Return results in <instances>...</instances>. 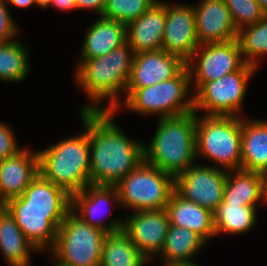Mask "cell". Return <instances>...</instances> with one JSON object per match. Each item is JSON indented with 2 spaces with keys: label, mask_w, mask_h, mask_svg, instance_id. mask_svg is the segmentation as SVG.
Returning a JSON list of instances; mask_svg holds the SVG:
<instances>
[{
  "label": "cell",
  "mask_w": 267,
  "mask_h": 266,
  "mask_svg": "<svg viewBox=\"0 0 267 266\" xmlns=\"http://www.w3.org/2000/svg\"><path fill=\"white\" fill-rule=\"evenodd\" d=\"M112 116L113 111H87L90 184L116 185L144 160V145L129 140Z\"/></svg>",
  "instance_id": "obj_1"
},
{
  "label": "cell",
  "mask_w": 267,
  "mask_h": 266,
  "mask_svg": "<svg viewBox=\"0 0 267 266\" xmlns=\"http://www.w3.org/2000/svg\"><path fill=\"white\" fill-rule=\"evenodd\" d=\"M150 145L144 146V161L174 178L196 158V113L160 118Z\"/></svg>",
  "instance_id": "obj_2"
},
{
  "label": "cell",
  "mask_w": 267,
  "mask_h": 266,
  "mask_svg": "<svg viewBox=\"0 0 267 266\" xmlns=\"http://www.w3.org/2000/svg\"><path fill=\"white\" fill-rule=\"evenodd\" d=\"M85 133L38 152L39 174L70 196L90 184V143L87 111L81 113Z\"/></svg>",
  "instance_id": "obj_3"
},
{
  "label": "cell",
  "mask_w": 267,
  "mask_h": 266,
  "mask_svg": "<svg viewBox=\"0 0 267 266\" xmlns=\"http://www.w3.org/2000/svg\"><path fill=\"white\" fill-rule=\"evenodd\" d=\"M134 55L132 48L126 41L101 57L81 61L76 75L84 91L87 92L93 102L97 103L105 97H110L111 100L108 107L104 109L99 106H87L84 107L83 111L114 112L118 106V100L116 99L118 90H126L127 88Z\"/></svg>",
  "instance_id": "obj_4"
},
{
  "label": "cell",
  "mask_w": 267,
  "mask_h": 266,
  "mask_svg": "<svg viewBox=\"0 0 267 266\" xmlns=\"http://www.w3.org/2000/svg\"><path fill=\"white\" fill-rule=\"evenodd\" d=\"M71 209L57 229L54 257L65 266H100L107 233L87 224Z\"/></svg>",
  "instance_id": "obj_5"
},
{
  "label": "cell",
  "mask_w": 267,
  "mask_h": 266,
  "mask_svg": "<svg viewBox=\"0 0 267 266\" xmlns=\"http://www.w3.org/2000/svg\"><path fill=\"white\" fill-rule=\"evenodd\" d=\"M195 144L197 156L201 152L230 172L241 169V120L235 115L199 120L196 114Z\"/></svg>",
  "instance_id": "obj_6"
},
{
  "label": "cell",
  "mask_w": 267,
  "mask_h": 266,
  "mask_svg": "<svg viewBox=\"0 0 267 266\" xmlns=\"http://www.w3.org/2000/svg\"><path fill=\"white\" fill-rule=\"evenodd\" d=\"M119 202L137 211L165 209L175 188V178L142 161L116 185Z\"/></svg>",
  "instance_id": "obj_7"
},
{
  "label": "cell",
  "mask_w": 267,
  "mask_h": 266,
  "mask_svg": "<svg viewBox=\"0 0 267 266\" xmlns=\"http://www.w3.org/2000/svg\"><path fill=\"white\" fill-rule=\"evenodd\" d=\"M185 66L175 77L135 90L125 100L128 109L142 114L159 113L160 118L177 117L194 111V96L184 100L190 86Z\"/></svg>",
  "instance_id": "obj_8"
},
{
  "label": "cell",
  "mask_w": 267,
  "mask_h": 266,
  "mask_svg": "<svg viewBox=\"0 0 267 266\" xmlns=\"http://www.w3.org/2000/svg\"><path fill=\"white\" fill-rule=\"evenodd\" d=\"M255 70V66L245 63L238 71L205 82L193 95L194 112L200 108L206 109V116H234L245 96L247 82Z\"/></svg>",
  "instance_id": "obj_9"
},
{
  "label": "cell",
  "mask_w": 267,
  "mask_h": 266,
  "mask_svg": "<svg viewBox=\"0 0 267 266\" xmlns=\"http://www.w3.org/2000/svg\"><path fill=\"white\" fill-rule=\"evenodd\" d=\"M227 173L219 168L190 166L175 177L174 190L183 198L214 213L223 202Z\"/></svg>",
  "instance_id": "obj_10"
},
{
  "label": "cell",
  "mask_w": 267,
  "mask_h": 266,
  "mask_svg": "<svg viewBox=\"0 0 267 266\" xmlns=\"http://www.w3.org/2000/svg\"><path fill=\"white\" fill-rule=\"evenodd\" d=\"M199 41L196 35L194 7L169 6L166 4V23L162 37V49L179 56L187 67L199 52ZM193 63V64H192Z\"/></svg>",
  "instance_id": "obj_11"
},
{
  "label": "cell",
  "mask_w": 267,
  "mask_h": 266,
  "mask_svg": "<svg viewBox=\"0 0 267 266\" xmlns=\"http://www.w3.org/2000/svg\"><path fill=\"white\" fill-rule=\"evenodd\" d=\"M3 206L14 217L26 238L39 250L48 243L54 247L57 229L70 211L23 209L21 197L11 199Z\"/></svg>",
  "instance_id": "obj_12"
},
{
  "label": "cell",
  "mask_w": 267,
  "mask_h": 266,
  "mask_svg": "<svg viewBox=\"0 0 267 266\" xmlns=\"http://www.w3.org/2000/svg\"><path fill=\"white\" fill-rule=\"evenodd\" d=\"M201 46V47H200ZM200 60L195 67L196 74L188 67L190 77L195 75L196 89L198 90L205 82L217 80L224 75L238 71L245 61L241 60L242 52L237 39L227 42L204 43Z\"/></svg>",
  "instance_id": "obj_13"
},
{
  "label": "cell",
  "mask_w": 267,
  "mask_h": 266,
  "mask_svg": "<svg viewBox=\"0 0 267 266\" xmlns=\"http://www.w3.org/2000/svg\"><path fill=\"white\" fill-rule=\"evenodd\" d=\"M185 66L186 63L179 56L163 49L135 54L126 88L127 98L139 88L175 77Z\"/></svg>",
  "instance_id": "obj_14"
},
{
  "label": "cell",
  "mask_w": 267,
  "mask_h": 266,
  "mask_svg": "<svg viewBox=\"0 0 267 266\" xmlns=\"http://www.w3.org/2000/svg\"><path fill=\"white\" fill-rule=\"evenodd\" d=\"M169 225L166 209L136 211L124 222L123 231L148 259L149 255L161 252Z\"/></svg>",
  "instance_id": "obj_15"
},
{
  "label": "cell",
  "mask_w": 267,
  "mask_h": 266,
  "mask_svg": "<svg viewBox=\"0 0 267 266\" xmlns=\"http://www.w3.org/2000/svg\"><path fill=\"white\" fill-rule=\"evenodd\" d=\"M194 13L199 44L237 39L238 30L224 0H202Z\"/></svg>",
  "instance_id": "obj_16"
},
{
  "label": "cell",
  "mask_w": 267,
  "mask_h": 266,
  "mask_svg": "<svg viewBox=\"0 0 267 266\" xmlns=\"http://www.w3.org/2000/svg\"><path fill=\"white\" fill-rule=\"evenodd\" d=\"M39 174L38 152L21 150L0 161V206L20 197Z\"/></svg>",
  "instance_id": "obj_17"
},
{
  "label": "cell",
  "mask_w": 267,
  "mask_h": 266,
  "mask_svg": "<svg viewBox=\"0 0 267 266\" xmlns=\"http://www.w3.org/2000/svg\"><path fill=\"white\" fill-rule=\"evenodd\" d=\"M166 23L165 2H154L139 18L126 25V38L134 54L162 49Z\"/></svg>",
  "instance_id": "obj_18"
},
{
  "label": "cell",
  "mask_w": 267,
  "mask_h": 266,
  "mask_svg": "<svg viewBox=\"0 0 267 266\" xmlns=\"http://www.w3.org/2000/svg\"><path fill=\"white\" fill-rule=\"evenodd\" d=\"M165 209L172 226L190 229L204 241L216 234L213 213L183 198L175 190L172 192Z\"/></svg>",
  "instance_id": "obj_19"
},
{
  "label": "cell",
  "mask_w": 267,
  "mask_h": 266,
  "mask_svg": "<svg viewBox=\"0 0 267 266\" xmlns=\"http://www.w3.org/2000/svg\"><path fill=\"white\" fill-rule=\"evenodd\" d=\"M111 196L119 202L118 191L115 185L89 184L82 191L71 196V209L75 210V207L80 209L82 215L79 217L82 220L92 227L101 229L107 234L121 231L124 225L122 221L113 220L109 226H104L101 221L97 220V222H95L94 220V215L95 217L97 216V211L100 210L103 203L105 204L106 201L112 198Z\"/></svg>",
  "instance_id": "obj_20"
},
{
  "label": "cell",
  "mask_w": 267,
  "mask_h": 266,
  "mask_svg": "<svg viewBox=\"0 0 267 266\" xmlns=\"http://www.w3.org/2000/svg\"><path fill=\"white\" fill-rule=\"evenodd\" d=\"M241 169L256 173L267 171V122L241 120Z\"/></svg>",
  "instance_id": "obj_21"
},
{
  "label": "cell",
  "mask_w": 267,
  "mask_h": 266,
  "mask_svg": "<svg viewBox=\"0 0 267 266\" xmlns=\"http://www.w3.org/2000/svg\"><path fill=\"white\" fill-rule=\"evenodd\" d=\"M86 35L82 61L101 57L127 41L126 25L104 17L97 20Z\"/></svg>",
  "instance_id": "obj_22"
},
{
  "label": "cell",
  "mask_w": 267,
  "mask_h": 266,
  "mask_svg": "<svg viewBox=\"0 0 267 266\" xmlns=\"http://www.w3.org/2000/svg\"><path fill=\"white\" fill-rule=\"evenodd\" d=\"M0 247L12 266H29L28 249L36 250L4 206H0Z\"/></svg>",
  "instance_id": "obj_23"
},
{
  "label": "cell",
  "mask_w": 267,
  "mask_h": 266,
  "mask_svg": "<svg viewBox=\"0 0 267 266\" xmlns=\"http://www.w3.org/2000/svg\"><path fill=\"white\" fill-rule=\"evenodd\" d=\"M20 197L23 199V209L71 210V196L40 174Z\"/></svg>",
  "instance_id": "obj_24"
},
{
  "label": "cell",
  "mask_w": 267,
  "mask_h": 266,
  "mask_svg": "<svg viewBox=\"0 0 267 266\" xmlns=\"http://www.w3.org/2000/svg\"><path fill=\"white\" fill-rule=\"evenodd\" d=\"M235 172L237 173L232 177L227 171L223 202L255 207V203L263 199L262 175L242 169Z\"/></svg>",
  "instance_id": "obj_25"
},
{
  "label": "cell",
  "mask_w": 267,
  "mask_h": 266,
  "mask_svg": "<svg viewBox=\"0 0 267 266\" xmlns=\"http://www.w3.org/2000/svg\"><path fill=\"white\" fill-rule=\"evenodd\" d=\"M146 261L123 230L105 238L100 266H144Z\"/></svg>",
  "instance_id": "obj_26"
},
{
  "label": "cell",
  "mask_w": 267,
  "mask_h": 266,
  "mask_svg": "<svg viewBox=\"0 0 267 266\" xmlns=\"http://www.w3.org/2000/svg\"><path fill=\"white\" fill-rule=\"evenodd\" d=\"M206 242L187 228L169 225L161 254L166 266L178 262H188Z\"/></svg>",
  "instance_id": "obj_27"
},
{
  "label": "cell",
  "mask_w": 267,
  "mask_h": 266,
  "mask_svg": "<svg viewBox=\"0 0 267 266\" xmlns=\"http://www.w3.org/2000/svg\"><path fill=\"white\" fill-rule=\"evenodd\" d=\"M255 210V207L222 202L213 213L216 234L223 231L239 234L249 230L255 223Z\"/></svg>",
  "instance_id": "obj_28"
},
{
  "label": "cell",
  "mask_w": 267,
  "mask_h": 266,
  "mask_svg": "<svg viewBox=\"0 0 267 266\" xmlns=\"http://www.w3.org/2000/svg\"><path fill=\"white\" fill-rule=\"evenodd\" d=\"M27 50L14 39L0 43V79L19 82L29 72Z\"/></svg>",
  "instance_id": "obj_29"
},
{
  "label": "cell",
  "mask_w": 267,
  "mask_h": 266,
  "mask_svg": "<svg viewBox=\"0 0 267 266\" xmlns=\"http://www.w3.org/2000/svg\"><path fill=\"white\" fill-rule=\"evenodd\" d=\"M245 28L238 31L237 40L242 56L246 58L245 63L257 68L255 58L267 53V14L257 23Z\"/></svg>",
  "instance_id": "obj_30"
},
{
  "label": "cell",
  "mask_w": 267,
  "mask_h": 266,
  "mask_svg": "<svg viewBox=\"0 0 267 266\" xmlns=\"http://www.w3.org/2000/svg\"><path fill=\"white\" fill-rule=\"evenodd\" d=\"M155 0H106L102 17L127 25L145 13Z\"/></svg>",
  "instance_id": "obj_31"
},
{
  "label": "cell",
  "mask_w": 267,
  "mask_h": 266,
  "mask_svg": "<svg viewBox=\"0 0 267 266\" xmlns=\"http://www.w3.org/2000/svg\"><path fill=\"white\" fill-rule=\"evenodd\" d=\"M224 2L238 31L245 25L257 23L266 15L256 0H224Z\"/></svg>",
  "instance_id": "obj_32"
},
{
  "label": "cell",
  "mask_w": 267,
  "mask_h": 266,
  "mask_svg": "<svg viewBox=\"0 0 267 266\" xmlns=\"http://www.w3.org/2000/svg\"><path fill=\"white\" fill-rule=\"evenodd\" d=\"M21 150L16 146L15 138L9 127L0 123V161L16 155Z\"/></svg>",
  "instance_id": "obj_33"
},
{
  "label": "cell",
  "mask_w": 267,
  "mask_h": 266,
  "mask_svg": "<svg viewBox=\"0 0 267 266\" xmlns=\"http://www.w3.org/2000/svg\"><path fill=\"white\" fill-rule=\"evenodd\" d=\"M6 0H0V43L12 40L17 32L16 25L6 9Z\"/></svg>",
  "instance_id": "obj_34"
},
{
  "label": "cell",
  "mask_w": 267,
  "mask_h": 266,
  "mask_svg": "<svg viewBox=\"0 0 267 266\" xmlns=\"http://www.w3.org/2000/svg\"><path fill=\"white\" fill-rule=\"evenodd\" d=\"M105 5H106V0H76V6L78 9L93 8L101 16L105 8Z\"/></svg>",
  "instance_id": "obj_35"
},
{
  "label": "cell",
  "mask_w": 267,
  "mask_h": 266,
  "mask_svg": "<svg viewBox=\"0 0 267 266\" xmlns=\"http://www.w3.org/2000/svg\"><path fill=\"white\" fill-rule=\"evenodd\" d=\"M51 5H54L57 8L62 10L77 9L76 0H52Z\"/></svg>",
  "instance_id": "obj_36"
},
{
  "label": "cell",
  "mask_w": 267,
  "mask_h": 266,
  "mask_svg": "<svg viewBox=\"0 0 267 266\" xmlns=\"http://www.w3.org/2000/svg\"><path fill=\"white\" fill-rule=\"evenodd\" d=\"M8 4L15 5L17 7H29L32 4H36L35 0H6Z\"/></svg>",
  "instance_id": "obj_37"
},
{
  "label": "cell",
  "mask_w": 267,
  "mask_h": 266,
  "mask_svg": "<svg viewBox=\"0 0 267 266\" xmlns=\"http://www.w3.org/2000/svg\"><path fill=\"white\" fill-rule=\"evenodd\" d=\"M263 181V198L267 201V171L261 174Z\"/></svg>",
  "instance_id": "obj_38"
},
{
  "label": "cell",
  "mask_w": 267,
  "mask_h": 266,
  "mask_svg": "<svg viewBox=\"0 0 267 266\" xmlns=\"http://www.w3.org/2000/svg\"><path fill=\"white\" fill-rule=\"evenodd\" d=\"M52 0H35V3L40 5L41 7H47L51 4Z\"/></svg>",
  "instance_id": "obj_39"
},
{
  "label": "cell",
  "mask_w": 267,
  "mask_h": 266,
  "mask_svg": "<svg viewBox=\"0 0 267 266\" xmlns=\"http://www.w3.org/2000/svg\"><path fill=\"white\" fill-rule=\"evenodd\" d=\"M260 8L267 14V0H256Z\"/></svg>",
  "instance_id": "obj_40"
},
{
  "label": "cell",
  "mask_w": 267,
  "mask_h": 266,
  "mask_svg": "<svg viewBox=\"0 0 267 266\" xmlns=\"http://www.w3.org/2000/svg\"><path fill=\"white\" fill-rule=\"evenodd\" d=\"M169 266H197L196 264H193V262L188 261V262H178V263H174L171 264Z\"/></svg>",
  "instance_id": "obj_41"
},
{
  "label": "cell",
  "mask_w": 267,
  "mask_h": 266,
  "mask_svg": "<svg viewBox=\"0 0 267 266\" xmlns=\"http://www.w3.org/2000/svg\"><path fill=\"white\" fill-rule=\"evenodd\" d=\"M55 266H65V265H62V264L57 263Z\"/></svg>",
  "instance_id": "obj_42"
}]
</instances>
